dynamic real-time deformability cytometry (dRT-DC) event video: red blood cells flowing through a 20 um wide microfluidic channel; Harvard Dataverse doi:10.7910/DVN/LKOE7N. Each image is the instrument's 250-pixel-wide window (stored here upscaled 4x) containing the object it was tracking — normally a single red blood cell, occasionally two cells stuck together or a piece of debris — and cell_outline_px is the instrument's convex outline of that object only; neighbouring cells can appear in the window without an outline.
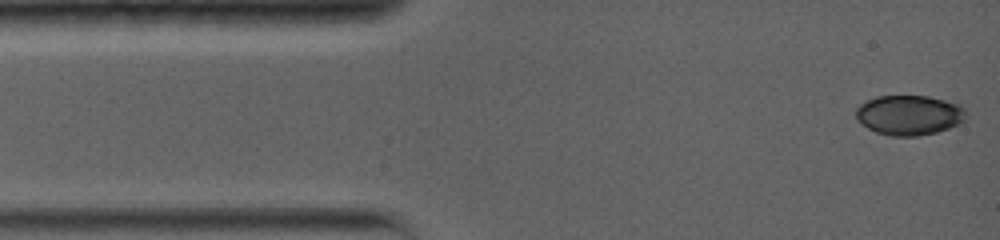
{"species": "common noctule bat (a hibernating species)", "species_latin": "Nyctalus noctula", "temperature_condition": "warm", "stored_images_in_passage": 22, "camera_frame_rate_fps": 5000, "um_per_image_px": 0.085, "animal": {"sex": "female", "body_mass_g": 19.0, "forearm_length_mm": 56.7}, "frame": {"image": 1, "passage_image": 1, "time_ms": 0.0, "image_size_px": [1000, 240], "cell_outline_px": [[964, 120], [960, 124], [936, 132], [916, 136], [892, 136], [876, 132], [868, 128], [856, 120], [856, 108], [860, 104], [876, 96], [928, 96], [960, 104], [964, 108]], "centroid_in_image_um": [77.26, 9.78], "position_along_channel_um": 7.7, "area_um2": 25.55}}
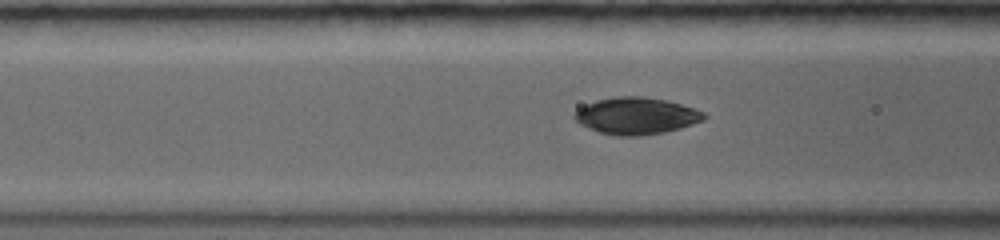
{"frame": {"image": 2, "passage_image": 15, "time_ms": 4.6, "image_size_px": [1000, 240], "cell_outline_px": [[708, 116], [704, 120], [680, 128], [664, 132], [640, 136], [616, 136], [600, 132], [580, 124], [572, 116], [580, 108], [596, 100], [620, 96], [644, 96], [668, 100], [704, 112]], "centroid_in_image_um": [54.11, 9.85], "position_along_channel_um": 112.5, "area_um2": 27.69}}
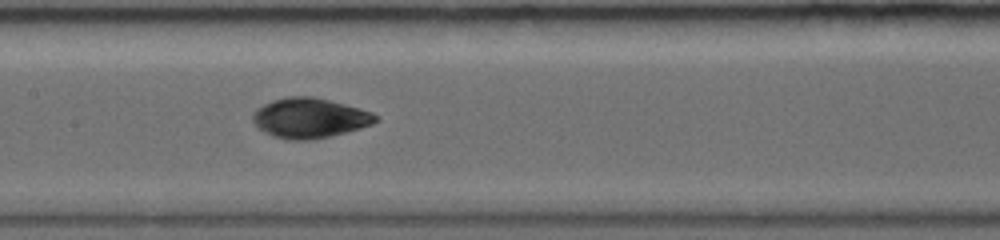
{"frame": {"image": 3, "passage_image": 21, "time_ms": 6.4, "image_size_px": [1000, 240], "cell_outline_px": [[380, 116], [372, 124], [360, 128], [328, 136], [308, 140], [292, 140], [272, 136], [256, 128], [252, 120], [252, 116], [256, 108], [272, 100], [288, 96], [312, 96], [360, 108], [372, 112]], "centroid_in_image_um": [26.28, 10.02], "position_along_channel_um": 181.1, "area_um2": 28.55}}